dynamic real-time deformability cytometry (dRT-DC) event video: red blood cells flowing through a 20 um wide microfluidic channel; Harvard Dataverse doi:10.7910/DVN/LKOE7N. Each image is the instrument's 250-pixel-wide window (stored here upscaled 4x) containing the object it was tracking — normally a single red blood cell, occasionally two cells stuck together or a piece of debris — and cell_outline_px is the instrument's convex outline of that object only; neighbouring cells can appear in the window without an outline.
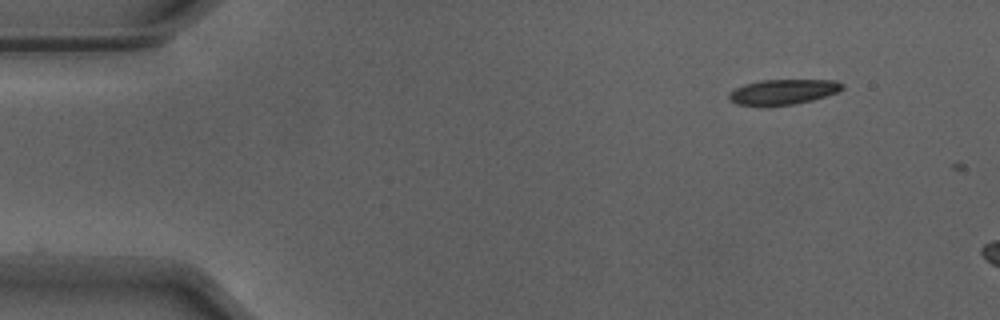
{"species": "Egyptian fruit bat (a non-hibernating species)", "species_latin": "Rousettus aegyptiacus", "temperature_condition": "warm", "stored_images_in_passage": 2, "camera_frame_rate_fps": 3000, "um_per_image_px": 0.085, "animal": {"sex": "male"}, "frame": {"image": 1, "passage_image": 1, "time_ms": 0.0, "image_size_px": [1000, 320], "cell_outline_px": [[844, 88], [836, 92], [812, 100], [792, 104], [736, 104], [728, 100], [728, 92], [744, 84], [760, 80], [836, 80], [844, 84]], "centroid_in_image_um": [66.55, 7.78], "position_along_channel_um": 18.4, "area_um2": 16.24}}